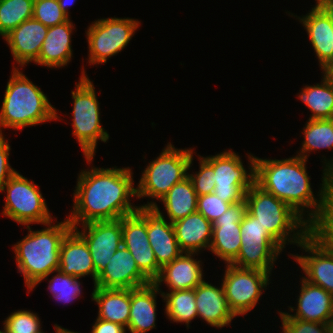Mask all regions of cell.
Here are the masks:
<instances>
[{"label":"cell","instance_id":"6da1fadb","mask_svg":"<svg viewBox=\"0 0 333 333\" xmlns=\"http://www.w3.org/2000/svg\"><path fill=\"white\" fill-rule=\"evenodd\" d=\"M306 159L294 156L282 160H255V184L267 193L288 204L302 218L304 208L311 209L306 222L312 229H320L327 221L330 211V196L333 186L330 174L323 170V181L319 200L313 194L310 176L306 169ZM309 208V209H308ZM313 209V210H312Z\"/></svg>","mask_w":333,"mask_h":333},{"label":"cell","instance_id":"7a4b0ae2","mask_svg":"<svg viewBox=\"0 0 333 333\" xmlns=\"http://www.w3.org/2000/svg\"><path fill=\"white\" fill-rule=\"evenodd\" d=\"M131 169L93 168L82 170L74 190L73 211L67 217L72 227L94 222L113 221L135 213L130 197L136 196Z\"/></svg>","mask_w":333,"mask_h":333},{"label":"cell","instance_id":"3957f363","mask_svg":"<svg viewBox=\"0 0 333 333\" xmlns=\"http://www.w3.org/2000/svg\"><path fill=\"white\" fill-rule=\"evenodd\" d=\"M52 222L37 231L27 225L29 234L13 247L18 271L23 274L29 292L59 268L60 245L72 225L68 218L56 225Z\"/></svg>","mask_w":333,"mask_h":333},{"label":"cell","instance_id":"277c9868","mask_svg":"<svg viewBox=\"0 0 333 333\" xmlns=\"http://www.w3.org/2000/svg\"><path fill=\"white\" fill-rule=\"evenodd\" d=\"M56 111L47 95L15 67L7 83L0 111V134L4 127L20 130L59 120Z\"/></svg>","mask_w":333,"mask_h":333},{"label":"cell","instance_id":"5b68a950","mask_svg":"<svg viewBox=\"0 0 333 333\" xmlns=\"http://www.w3.org/2000/svg\"><path fill=\"white\" fill-rule=\"evenodd\" d=\"M245 201L247 211L257 218V221L283 248L287 241L298 246L312 230L306 219L288 204L265 192L256 184L247 191Z\"/></svg>","mask_w":333,"mask_h":333},{"label":"cell","instance_id":"8992f818","mask_svg":"<svg viewBox=\"0 0 333 333\" xmlns=\"http://www.w3.org/2000/svg\"><path fill=\"white\" fill-rule=\"evenodd\" d=\"M193 149H176L170 142L160 155L142 172L137 198L151 197L160 200L176 184L188 177L193 161Z\"/></svg>","mask_w":333,"mask_h":333},{"label":"cell","instance_id":"52a82bcc","mask_svg":"<svg viewBox=\"0 0 333 333\" xmlns=\"http://www.w3.org/2000/svg\"><path fill=\"white\" fill-rule=\"evenodd\" d=\"M81 78L72 91L73 98V136L76 137L87 162L93 160L98 139L106 142L109 134L100 124L99 102L95 88L85 69H82Z\"/></svg>","mask_w":333,"mask_h":333},{"label":"cell","instance_id":"ba28073f","mask_svg":"<svg viewBox=\"0 0 333 333\" xmlns=\"http://www.w3.org/2000/svg\"><path fill=\"white\" fill-rule=\"evenodd\" d=\"M6 191L2 214L22 225L46 224L53 219L38 185L16 172L2 187Z\"/></svg>","mask_w":333,"mask_h":333},{"label":"cell","instance_id":"9c48e42d","mask_svg":"<svg viewBox=\"0 0 333 333\" xmlns=\"http://www.w3.org/2000/svg\"><path fill=\"white\" fill-rule=\"evenodd\" d=\"M214 169V194L232 204L245 200L247 191L255 184L256 157L248 155L250 170L243 166L240 156L231 149L204 158Z\"/></svg>","mask_w":333,"mask_h":333},{"label":"cell","instance_id":"30bf717a","mask_svg":"<svg viewBox=\"0 0 333 333\" xmlns=\"http://www.w3.org/2000/svg\"><path fill=\"white\" fill-rule=\"evenodd\" d=\"M241 249L231 263L239 268L258 269L271 274L283 247L246 211L240 223Z\"/></svg>","mask_w":333,"mask_h":333},{"label":"cell","instance_id":"8fae6325","mask_svg":"<svg viewBox=\"0 0 333 333\" xmlns=\"http://www.w3.org/2000/svg\"><path fill=\"white\" fill-rule=\"evenodd\" d=\"M140 21L133 18L98 19L91 24L86 32L89 63H106L107 59L124 49Z\"/></svg>","mask_w":333,"mask_h":333},{"label":"cell","instance_id":"7c38bea8","mask_svg":"<svg viewBox=\"0 0 333 333\" xmlns=\"http://www.w3.org/2000/svg\"><path fill=\"white\" fill-rule=\"evenodd\" d=\"M270 273L258 269L226 265L222 285L232 312L244 315L257 305L262 291L269 285Z\"/></svg>","mask_w":333,"mask_h":333},{"label":"cell","instance_id":"4fadbf2b","mask_svg":"<svg viewBox=\"0 0 333 333\" xmlns=\"http://www.w3.org/2000/svg\"><path fill=\"white\" fill-rule=\"evenodd\" d=\"M310 255H292L300 265L303 277L333 296V242L321 229H312L298 245Z\"/></svg>","mask_w":333,"mask_h":333},{"label":"cell","instance_id":"5bb4252c","mask_svg":"<svg viewBox=\"0 0 333 333\" xmlns=\"http://www.w3.org/2000/svg\"><path fill=\"white\" fill-rule=\"evenodd\" d=\"M156 202H148L138 207V212L146 219L147 234L157 264L160 268L169 264L184 253L176 239L173 224L167 222Z\"/></svg>","mask_w":333,"mask_h":333},{"label":"cell","instance_id":"9a60e30c","mask_svg":"<svg viewBox=\"0 0 333 333\" xmlns=\"http://www.w3.org/2000/svg\"><path fill=\"white\" fill-rule=\"evenodd\" d=\"M74 228L88 244L96 274L99 275L122 243V218L113 221H94Z\"/></svg>","mask_w":333,"mask_h":333},{"label":"cell","instance_id":"2e32d148","mask_svg":"<svg viewBox=\"0 0 333 333\" xmlns=\"http://www.w3.org/2000/svg\"><path fill=\"white\" fill-rule=\"evenodd\" d=\"M122 243L134 257L140 271L153 282L161 268L150 247L146 219L138 211L122 217Z\"/></svg>","mask_w":333,"mask_h":333},{"label":"cell","instance_id":"e0dca14e","mask_svg":"<svg viewBox=\"0 0 333 333\" xmlns=\"http://www.w3.org/2000/svg\"><path fill=\"white\" fill-rule=\"evenodd\" d=\"M247 211L243 202L232 204L213 224L212 241L209 247L218 258L231 264L241 249L240 223Z\"/></svg>","mask_w":333,"mask_h":333},{"label":"cell","instance_id":"ac0fdd59","mask_svg":"<svg viewBox=\"0 0 333 333\" xmlns=\"http://www.w3.org/2000/svg\"><path fill=\"white\" fill-rule=\"evenodd\" d=\"M151 283L140 271L130 251L123 245L115 251L106 268L98 275L94 287L133 289Z\"/></svg>","mask_w":333,"mask_h":333},{"label":"cell","instance_id":"d6986e66","mask_svg":"<svg viewBox=\"0 0 333 333\" xmlns=\"http://www.w3.org/2000/svg\"><path fill=\"white\" fill-rule=\"evenodd\" d=\"M297 19L306 29L319 66L325 71L333 65V9L315 5L310 13Z\"/></svg>","mask_w":333,"mask_h":333},{"label":"cell","instance_id":"ffe728a7","mask_svg":"<svg viewBox=\"0 0 333 333\" xmlns=\"http://www.w3.org/2000/svg\"><path fill=\"white\" fill-rule=\"evenodd\" d=\"M297 309L289 307L295 314L280 312L281 318H295L303 321L327 323L333 320V296L320 286L306 281L302 277Z\"/></svg>","mask_w":333,"mask_h":333},{"label":"cell","instance_id":"44dd1931","mask_svg":"<svg viewBox=\"0 0 333 333\" xmlns=\"http://www.w3.org/2000/svg\"><path fill=\"white\" fill-rule=\"evenodd\" d=\"M48 29L49 27L31 18L3 37L8 43L13 59L21 68L38 59Z\"/></svg>","mask_w":333,"mask_h":333},{"label":"cell","instance_id":"7402d4cb","mask_svg":"<svg viewBox=\"0 0 333 333\" xmlns=\"http://www.w3.org/2000/svg\"><path fill=\"white\" fill-rule=\"evenodd\" d=\"M58 270L77 278L91 275L94 284L98 278L88 244L74 228L67 232L61 242Z\"/></svg>","mask_w":333,"mask_h":333},{"label":"cell","instance_id":"603a6c76","mask_svg":"<svg viewBox=\"0 0 333 333\" xmlns=\"http://www.w3.org/2000/svg\"><path fill=\"white\" fill-rule=\"evenodd\" d=\"M184 254V255H183ZM198 253H182L163 266L153 281L157 287L165 282L170 291L195 289L203 280L201 261L193 258Z\"/></svg>","mask_w":333,"mask_h":333},{"label":"cell","instance_id":"cb8c5ba5","mask_svg":"<svg viewBox=\"0 0 333 333\" xmlns=\"http://www.w3.org/2000/svg\"><path fill=\"white\" fill-rule=\"evenodd\" d=\"M195 299L197 317L205 320L210 326H228L236 317L229 307L222 284L221 288H218L204 280L195 288Z\"/></svg>","mask_w":333,"mask_h":333},{"label":"cell","instance_id":"d4e9b609","mask_svg":"<svg viewBox=\"0 0 333 333\" xmlns=\"http://www.w3.org/2000/svg\"><path fill=\"white\" fill-rule=\"evenodd\" d=\"M74 29L70 18L64 23L49 27L38 59L34 62L49 68L63 67L72 58L71 33Z\"/></svg>","mask_w":333,"mask_h":333},{"label":"cell","instance_id":"484cf974","mask_svg":"<svg viewBox=\"0 0 333 333\" xmlns=\"http://www.w3.org/2000/svg\"><path fill=\"white\" fill-rule=\"evenodd\" d=\"M173 224L177 242L183 252L199 253L209 249L212 241L213 224L198 211Z\"/></svg>","mask_w":333,"mask_h":333},{"label":"cell","instance_id":"4316f807","mask_svg":"<svg viewBox=\"0 0 333 333\" xmlns=\"http://www.w3.org/2000/svg\"><path fill=\"white\" fill-rule=\"evenodd\" d=\"M161 289L151 282L131 289L130 318L127 329L131 333H146L155 328L156 294Z\"/></svg>","mask_w":333,"mask_h":333},{"label":"cell","instance_id":"83f0119b","mask_svg":"<svg viewBox=\"0 0 333 333\" xmlns=\"http://www.w3.org/2000/svg\"><path fill=\"white\" fill-rule=\"evenodd\" d=\"M92 299L98 304L97 318L128 327L131 289H105L94 287Z\"/></svg>","mask_w":333,"mask_h":333},{"label":"cell","instance_id":"f1b7e54d","mask_svg":"<svg viewBox=\"0 0 333 333\" xmlns=\"http://www.w3.org/2000/svg\"><path fill=\"white\" fill-rule=\"evenodd\" d=\"M197 198L191 179L186 177L176 183L160 200L165 206L170 222L174 223L197 211Z\"/></svg>","mask_w":333,"mask_h":333},{"label":"cell","instance_id":"f546056e","mask_svg":"<svg viewBox=\"0 0 333 333\" xmlns=\"http://www.w3.org/2000/svg\"><path fill=\"white\" fill-rule=\"evenodd\" d=\"M321 85L302 88L299 98L311 110V120L333 119V82L323 72Z\"/></svg>","mask_w":333,"mask_h":333},{"label":"cell","instance_id":"4dcf8cb0","mask_svg":"<svg viewBox=\"0 0 333 333\" xmlns=\"http://www.w3.org/2000/svg\"><path fill=\"white\" fill-rule=\"evenodd\" d=\"M166 302L165 313L173 322L184 323L188 327L197 314L195 289L176 290L165 293L160 291Z\"/></svg>","mask_w":333,"mask_h":333},{"label":"cell","instance_id":"1f68e13d","mask_svg":"<svg viewBox=\"0 0 333 333\" xmlns=\"http://www.w3.org/2000/svg\"><path fill=\"white\" fill-rule=\"evenodd\" d=\"M305 125L302 132L304 141L298 156L307 160L308 153L313 150L333 148V119H308Z\"/></svg>","mask_w":333,"mask_h":333},{"label":"cell","instance_id":"d6a6232c","mask_svg":"<svg viewBox=\"0 0 333 333\" xmlns=\"http://www.w3.org/2000/svg\"><path fill=\"white\" fill-rule=\"evenodd\" d=\"M34 0H0V35L6 36L22 22L33 18Z\"/></svg>","mask_w":333,"mask_h":333},{"label":"cell","instance_id":"836d02e7","mask_svg":"<svg viewBox=\"0 0 333 333\" xmlns=\"http://www.w3.org/2000/svg\"><path fill=\"white\" fill-rule=\"evenodd\" d=\"M56 272L48 286L53 298L67 304L77 299L81 293L79 278L65 275L60 270Z\"/></svg>","mask_w":333,"mask_h":333},{"label":"cell","instance_id":"e575fe53","mask_svg":"<svg viewBox=\"0 0 333 333\" xmlns=\"http://www.w3.org/2000/svg\"><path fill=\"white\" fill-rule=\"evenodd\" d=\"M40 320L37 313L18 310L11 313L4 321V329L8 333H40Z\"/></svg>","mask_w":333,"mask_h":333},{"label":"cell","instance_id":"d590c367","mask_svg":"<svg viewBox=\"0 0 333 333\" xmlns=\"http://www.w3.org/2000/svg\"><path fill=\"white\" fill-rule=\"evenodd\" d=\"M33 18L52 27L64 23L70 17L61 10L58 0H34Z\"/></svg>","mask_w":333,"mask_h":333},{"label":"cell","instance_id":"8d00e7d4","mask_svg":"<svg viewBox=\"0 0 333 333\" xmlns=\"http://www.w3.org/2000/svg\"><path fill=\"white\" fill-rule=\"evenodd\" d=\"M199 159L200 170L194 175L188 174V177L191 179L198 196L212 194L215 189L214 169L204 157Z\"/></svg>","mask_w":333,"mask_h":333},{"label":"cell","instance_id":"74e56055","mask_svg":"<svg viewBox=\"0 0 333 333\" xmlns=\"http://www.w3.org/2000/svg\"><path fill=\"white\" fill-rule=\"evenodd\" d=\"M230 205L214 193L201 195L197 198V211L211 223L218 219Z\"/></svg>","mask_w":333,"mask_h":333},{"label":"cell","instance_id":"f35d334b","mask_svg":"<svg viewBox=\"0 0 333 333\" xmlns=\"http://www.w3.org/2000/svg\"><path fill=\"white\" fill-rule=\"evenodd\" d=\"M283 333H330V324L281 318Z\"/></svg>","mask_w":333,"mask_h":333},{"label":"cell","instance_id":"ab89813d","mask_svg":"<svg viewBox=\"0 0 333 333\" xmlns=\"http://www.w3.org/2000/svg\"><path fill=\"white\" fill-rule=\"evenodd\" d=\"M11 148L3 134H0V190L3 185L17 172L9 164Z\"/></svg>","mask_w":333,"mask_h":333},{"label":"cell","instance_id":"60d3db41","mask_svg":"<svg viewBox=\"0 0 333 333\" xmlns=\"http://www.w3.org/2000/svg\"><path fill=\"white\" fill-rule=\"evenodd\" d=\"M127 328L111 321L96 318L91 333H126Z\"/></svg>","mask_w":333,"mask_h":333},{"label":"cell","instance_id":"b9f144b4","mask_svg":"<svg viewBox=\"0 0 333 333\" xmlns=\"http://www.w3.org/2000/svg\"><path fill=\"white\" fill-rule=\"evenodd\" d=\"M75 0H58L61 10L69 17L68 6L73 5Z\"/></svg>","mask_w":333,"mask_h":333},{"label":"cell","instance_id":"7bdbcfd3","mask_svg":"<svg viewBox=\"0 0 333 333\" xmlns=\"http://www.w3.org/2000/svg\"><path fill=\"white\" fill-rule=\"evenodd\" d=\"M327 162V163H326ZM326 165V167H324V170H326L329 174H330V180H331V184L333 186V157L332 160L327 161L325 160L324 162Z\"/></svg>","mask_w":333,"mask_h":333},{"label":"cell","instance_id":"ee69618b","mask_svg":"<svg viewBox=\"0 0 333 333\" xmlns=\"http://www.w3.org/2000/svg\"><path fill=\"white\" fill-rule=\"evenodd\" d=\"M55 331L56 333H78V332H74V331H70L68 329L62 328L61 326L55 324Z\"/></svg>","mask_w":333,"mask_h":333},{"label":"cell","instance_id":"f6af8a7d","mask_svg":"<svg viewBox=\"0 0 333 333\" xmlns=\"http://www.w3.org/2000/svg\"><path fill=\"white\" fill-rule=\"evenodd\" d=\"M316 6H330L333 0H316Z\"/></svg>","mask_w":333,"mask_h":333},{"label":"cell","instance_id":"bcb514c9","mask_svg":"<svg viewBox=\"0 0 333 333\" xmlns=\"http://www.w3.org/2000/svg\"><path fill=\"white\" fill-rule=\"evenodd\" d=\"M324 72L333 82V65L329 66Z\"/></svg>","mask_w":333,"mask_h":333},{"label":"cell","instance_id":"7dc6e473","mask_svg":"<svg viewBox=\"0 0 333 333\" xmlns=\"http://www.w3.org/2000/svg\"><path fill=\"white\" fill-rule=\"evenodd\" d=\"M330 333H333V320L330 322Z\"/></svg>","mask_w":333,"mask_h":333},{"label":"cell","instance_id":"c3c4849f","mask_svg":"<svg viewBox=\"0 0 333 333\" xmlns=\"http://www.w3.org/2000/svg\"><path fill=\"white\" fill-rule=\"evenodd\" d=\"M0 333H8V332L3 327V331L0 330Z\"/></svg>","mask_w":333,"mask_h":333}]
</instances>
